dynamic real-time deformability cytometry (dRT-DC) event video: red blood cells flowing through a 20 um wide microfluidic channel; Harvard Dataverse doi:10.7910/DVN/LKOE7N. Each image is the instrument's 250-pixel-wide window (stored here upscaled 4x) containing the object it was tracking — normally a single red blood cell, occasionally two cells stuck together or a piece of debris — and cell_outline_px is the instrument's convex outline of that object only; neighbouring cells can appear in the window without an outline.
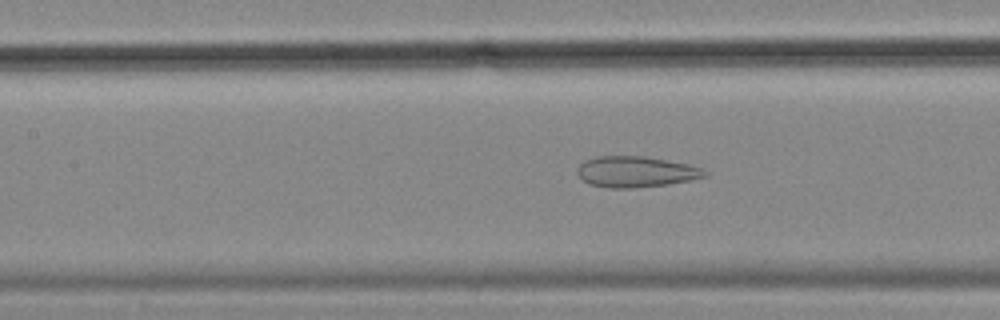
{"species": "common noctule bat (a hibernating species)", "species_latin": "Nyctalus noctula", "temperature_condition": "cold", "stored_images_in_passage": 56, "camera_frame_rate_fps": 3000, "um_per_image_px": 0.085, "animal": {"sex": "female", "body_mass_g": 18.4}, "frame": {"image": 1, "passage_image": 25, "time_ms": 8.0, "image_size_px": [1000, 320], "cell_outline_px": [[708, 176], [668, 184], [632, 188], [608, 188], [588, 184], [576, 172], [576, 168], [584, 160], [596, 156], [644, 156], [688, 164], [700, 168], [708, 172]], "centroid_in_image_um": [54.01, 14.6], "position_along_channel_um": 153.4, "area_um2": 22.95}}
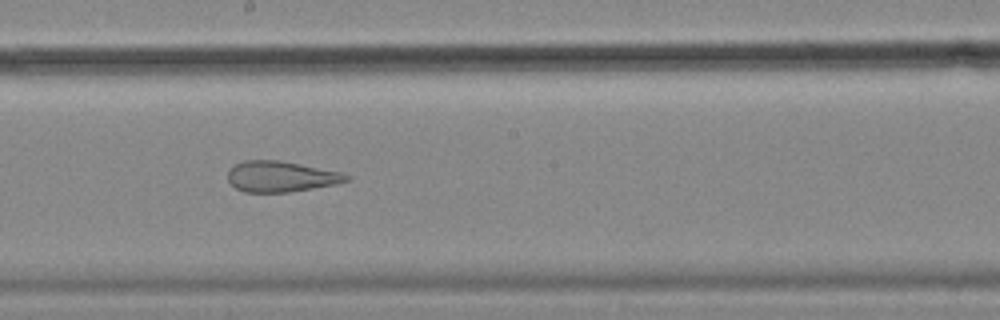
{"frame": {"image": 2, "passage_image": 31, "time_ms": 10.0, "image_size_px": [1000, 320], "cell_outline_px": [[348, 180], [336, 184], [288, 192], [244, 192], [236, 188], [228, 180], [228, 168], [244, 160], [280, 160], [340, 172], [348, 176]], "centroid_in_image_um": [23.82, 15.0], "position_along_channel_um": 224.4, "area_um2": 21.04}}
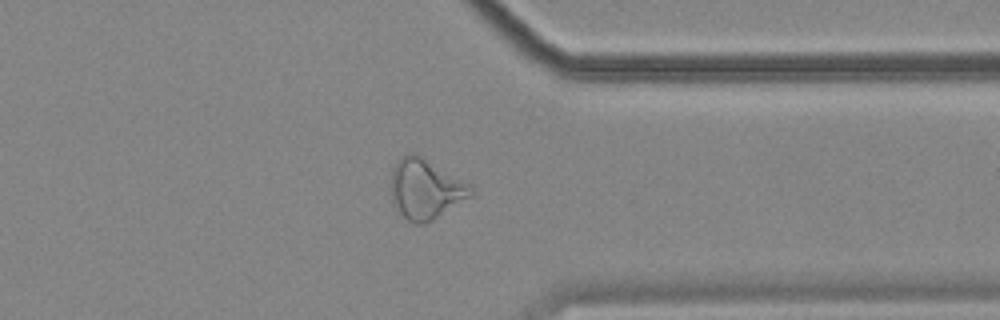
{"frame": {"image": 3, "passage_image": 44, "time_ms": 14.333, "image_size_px": [1000, 320], "cell_outline_px": [[472, 196], [432, 220], [424, 224], [412, 224], [392, 204], [392, 168], [404, 156], [412, 152], [420, 156], [468, 184], [472, 188]], "centroid_in_image_um": [36.15, 16.11], "position_along_channel_um": 375.3, "area_um2": 27.11}, "authors_computed_cell_mechanics": {"area_um2": 28.7844, "velocity_mm_per_s": 3.5709, "shape_relaxation_time_tau1_ms": null, "shape_relaxation_time_tau2_ms": 2.4605, "deformation_change_tau1": null, "deformation_change_tau2": 0.1149}}